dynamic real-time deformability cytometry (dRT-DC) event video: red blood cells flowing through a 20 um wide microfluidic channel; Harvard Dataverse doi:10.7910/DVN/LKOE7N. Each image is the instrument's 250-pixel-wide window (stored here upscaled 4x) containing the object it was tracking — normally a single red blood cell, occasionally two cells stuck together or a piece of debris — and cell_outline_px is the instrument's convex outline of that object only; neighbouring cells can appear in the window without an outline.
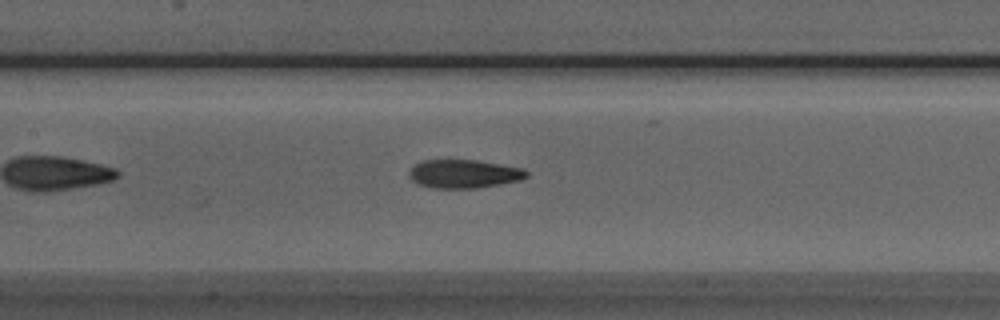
{"species": "Egyptian fruit bat (a non-hibernating species)", "species_latin": "Rousettus aegyptiacus", "temperature_condition": "room temperature", "stored_images_in_passage": 37, "camera_frame_rate_fps": 3000, "um_per_image_px": 0.085, "animal": {"sex": "male"}, "frame": {"image": 1, "passage_image": 8, "time_ms": 2.333, "image_size_px": [1000, 320], "cell_outline_px": [[528, 176], [520, 180], [500, 184], [476, 188], [432, 188], [420, 184], [412, 180], [408, 176], [408, 172], [420, 160], [476, 160], [524, 168], [528, 172]], "centroid_in_image_um": [39.44, 14.77], "position_along_channel_um": 168.0, "area_um2": 19.48}}
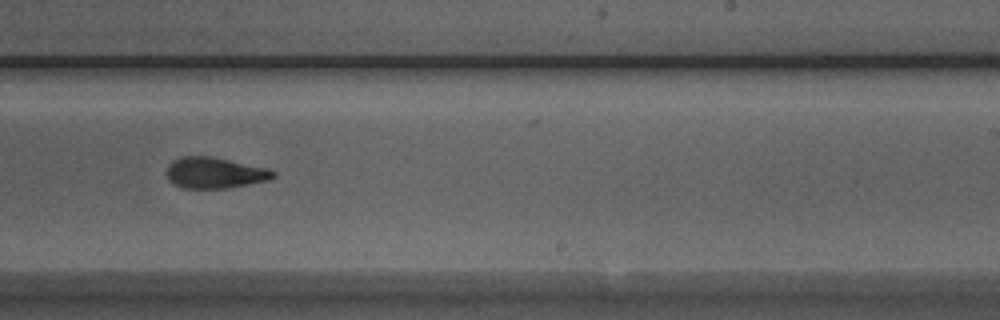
{"frame": {"image": 2, "passage_image": 16, "time_ms": 5.0, "image_size_px": [1000, 320], "cell_outline_px": [[276, 176], [268, 180], [228, 188], [184, 188], [168, 180], [168, 164], [172, 160], [180, 156], [212, 156], [268, 168], [276, 172]], "centroid_in_image_um": [18.27, 14.67], "position_along_channel_um": 270.7, "area_um2": 19.25}}
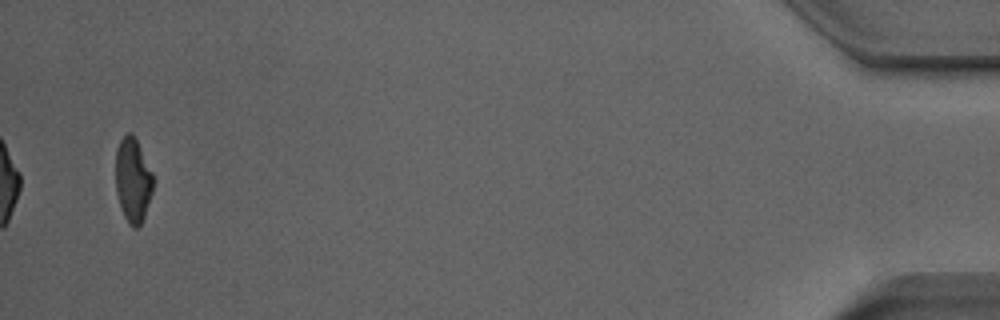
{"frame": {"image": 3, "passage_image": 35, "time_ms": 11.333, "image_size_px": [1000, 320], "cell_outline_px": [[156, 180], [144, 216], [140, 224], [136, 228], [132, 228], [128, 224], [124, 216], [116, 192], [116, 148], [120, 140], [128, 132], [132, 132]], "centroid_in_image_um": [11.3, 15.31], "position_along_channel_um": 423.9, "area_um2": 18.44}}